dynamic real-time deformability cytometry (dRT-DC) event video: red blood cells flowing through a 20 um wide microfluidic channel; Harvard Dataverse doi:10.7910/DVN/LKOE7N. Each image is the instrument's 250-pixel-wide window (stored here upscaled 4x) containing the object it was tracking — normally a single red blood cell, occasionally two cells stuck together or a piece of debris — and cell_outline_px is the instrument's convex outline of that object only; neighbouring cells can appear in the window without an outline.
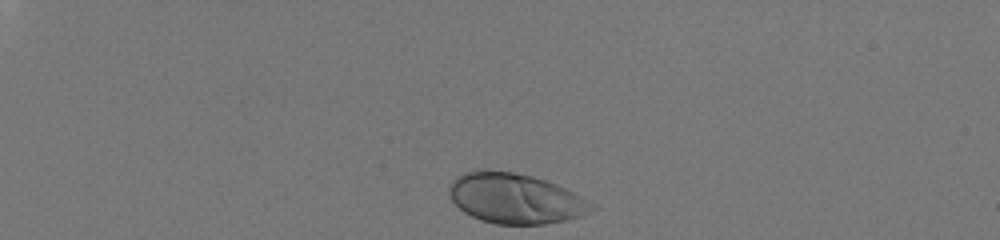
{"species": "human", "species_latin": "Homo sapiens", "temperature_condition": "room temperature", "stored_images_in_passage": 35, "camera_frame_rate_fps": 3000, "um_per_image_px": 0.085, "donor": {"sex": "male"}, "frame": {"image": 1, "passage_image": 1, "time_ms": 0.0, "image_size_px": [1000, 240], "cell_outline_px": [[596, 208], [580, 216], [564, 220], [544, 224], [496, 224], [480, 220], [464, 212], [452, 200], [448, 188], [452, 180], [456, 176], [464, 172], [512, 172], [532, 176], [556, 184], [596, 204]], "centroid_in_image_um": [43.81, 16.89], "position_along_channel_um": 41.2, "area_um2": 40.98}}
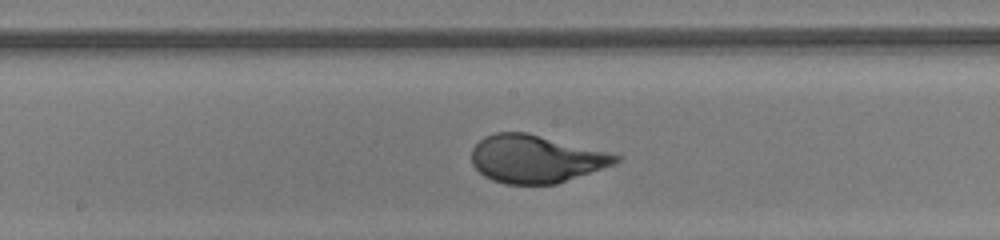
{"frame": {"image": 2, "passage_image": 20, "time_ms": 6.333, "image_size_px": [1000, 240], "cell_outline_px": [[620, 160], [616, 164], [556, 184], [504, 184], [492, 180], [484, 176], [472, 164], [472, 148], [484, 136], [496, 132], [528, 132], [608, 152], [620, 156]], "centroid_in_image_um": [45.53, 13.5], "position_along_channel_um": 202.7, "area_um2": 40.17}}
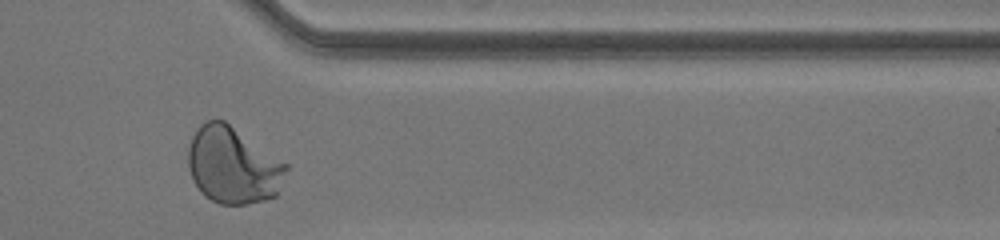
{"frame": {"image": 3, "passage_image": 34, "time_ms": 11.0, "image_size_px": [1000, 240], "cell_outline_px": [[288, 168], [276, 196], [264, 200], [248, 204], [220, 204], [204, 196], [200, 192], [192, 180], [188, 168], [188, 144], [192, 136], [200, 124], [208, 120], [224, 120], [288, 164]], "centroid_in_image_um": [19.78, 14.06], "position_along_channel_um": 391.6, "area_um2": 43.93}, "authors_computed_cell_mechanics": {"area_um2": 40.46, "velocity_mm_per_s": 4.0593, "shape_relaxation_time_tau1_ms": 2.9108, "shape_relaxation_time_tau2_ms": null, "deformation_change_tau1": 0.2017, "deformation_change_tau2": null}}